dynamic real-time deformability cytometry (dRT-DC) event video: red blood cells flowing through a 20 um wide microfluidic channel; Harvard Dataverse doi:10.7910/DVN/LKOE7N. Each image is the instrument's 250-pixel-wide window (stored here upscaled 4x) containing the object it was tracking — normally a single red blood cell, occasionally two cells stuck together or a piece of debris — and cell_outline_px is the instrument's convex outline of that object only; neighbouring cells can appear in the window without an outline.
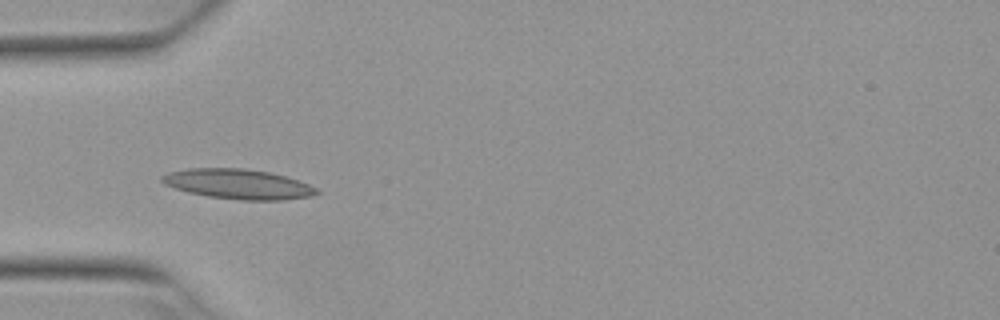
{"species": "Egyptian fruit bat (a non-hibernating species)", "species_latin": "Rousettus aegyptiacus", "temperature_condition": "warm", "stored_images_in_passage": 7, "camera_frame_rate_fps": 3000, "um_per_image_px": 0.085, "animal": {"sex": "female"}, "frame": {"image": 1, "passage_image": 5, "time_ms": 1.333, "image_size_px": [1000, 320], "cell_outline_px": [[320, 192], [308, 196], [284, 200], [240, 200], [208, 196], [188, 192], [164, 184], [160, 180], [160, 176], [168, 172], [188, 168], [244, 168], [268, 172], [284, 176], [308, 184], [316, 188]], "centroid_in_image_um": [20.19, 15.64], "position_along_channel_um": 64.8, "area_um2": 26.76}}
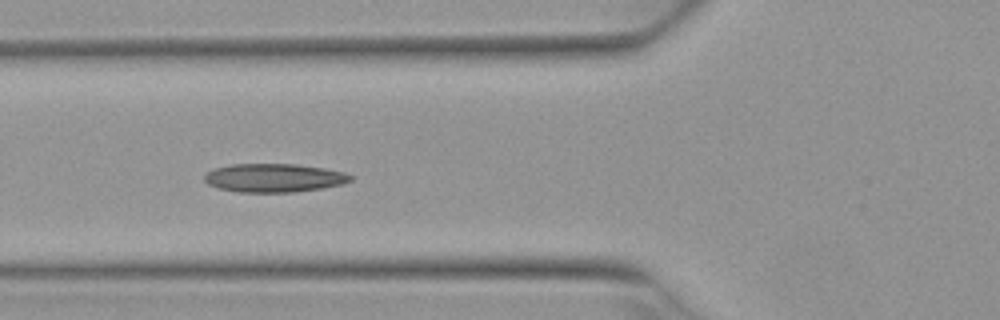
{"frame": {"image": 2, "passage_image": 6, "time_ms": 1.667, "image_size_px": [1000, 320], "cell_outline_px": [[352, 180], [344, 184], [320, 188], [292, 192], [236, 192], [220, 188], [208, 184], [204, 180], [204, 176], [212, 168], [232, 164], [296, 164], [324, 168], [344, 172], [352, 176]], "centroid_in_image_um": [23.28, 15.11], "position_along_channel_um": 102.5, "area_um2": 24.28}}
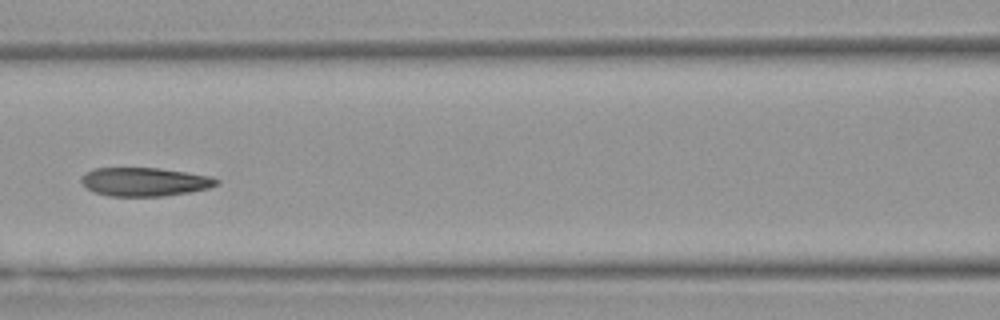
{"frame": {"image": 3, "passage_image": 7, "time_ms": 2.0, "image_size_px": [1000, 320], "cell_outline_px": [[220, 184], [208, 188], [188, 192], [160, 196], [108, 196], [96, 192], [88, 188], [80, 180], [84, 172], [96, 168], [160, 168], [212, 176], [220, 180]], "centroid_in_image_um": [12.32, 15.44], "position_along_channel_um": 154.3, "area_um2": 22.48}}